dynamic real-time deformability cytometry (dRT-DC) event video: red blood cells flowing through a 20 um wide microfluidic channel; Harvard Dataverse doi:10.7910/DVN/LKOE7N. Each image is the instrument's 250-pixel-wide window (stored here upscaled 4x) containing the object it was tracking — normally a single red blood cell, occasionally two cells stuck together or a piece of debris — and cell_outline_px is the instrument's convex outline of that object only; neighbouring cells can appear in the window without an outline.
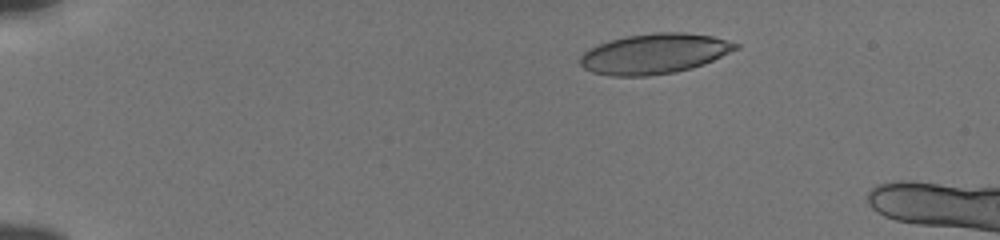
{"species": "human", "species_latin": "Homo sapiens", "temperature_condition": "cold", "stored_images_in_passage": 15, "camera_frame_rate_fps": 3000, "um_per_image_px": 0.085, "donor": {"sex": "male"}, "frame": {"image": 1, "passage_image": 9, "time_ms": 2.667, "image_size_px": [1000, 240], "cell_outline_px": [[740, 48], [704, 64], [692, 68], [676, 72], [648, 76], [612, 76], [592, 72], [584, 68], [580, 64], [580, 56], [584, 52], [608, 40], [624, 36], [652, 32], [684, 32], [712, 36], [740, 44]], "centroid_in_image_um": [55.64, 4.56], "position_along_channel_um": 29.4, "area_um2": 36.59}}